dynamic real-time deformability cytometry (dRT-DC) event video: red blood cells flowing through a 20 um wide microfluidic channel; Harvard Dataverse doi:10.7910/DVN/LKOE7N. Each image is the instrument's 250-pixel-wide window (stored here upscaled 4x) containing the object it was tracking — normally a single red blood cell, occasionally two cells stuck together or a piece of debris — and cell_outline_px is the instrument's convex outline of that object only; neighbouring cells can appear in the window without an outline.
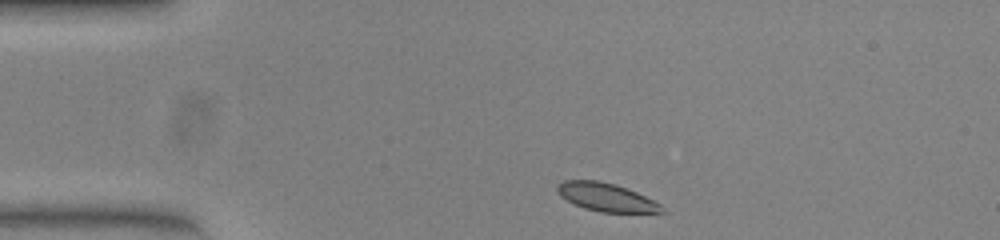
{"species": "common noctule bat (a hibernating species)", "species_latin": "Nyctalus noctula", "temperature_condition": "warm", "stored_images_in_passage": 43, "camera_frame_rate_fps": 3000, "um_per_image_px": 0.085, "animal": {"sex": "female", "body_mass_g": 23.0, "forearm_length_mm": 53.4}, "frame": {"image": 1, "passage_image": 1, "time_ms": 0.0, "image_size_px": [1000, 240], "cell_outline_px": [[664, 212], [600, 212], [584, 208], [560, 196], [556, 188], [556, 184], [564, 180], [596, 180], [616, 184], [636, 192], [660, 204], [664, 208]], "centroid_in_image_um": [51.49, 16.75], "position_along_channel_um": 33.5, "area_um2": 16.99}}
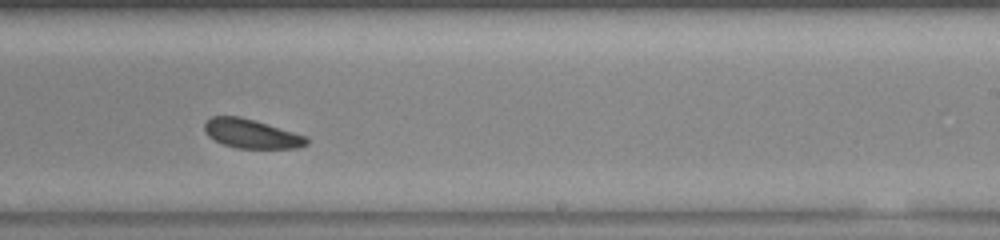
{"frame": {"image": 2, "passage_image": 23, "time_ms": 7.333, "image_size_px": [1000, 240], "cell_outline_px": [[308, 144], [296, 148], [236, 148], [224, 144], [208, 136], [204, 128], [204, 124], [212, 116], [240, 116], [292, 132], [304, 136], [308, 140]], "centroid_in_image_um": [21.33, 11.37], "position_along_channel_um": 267.7, "area_um2": 16.88}}
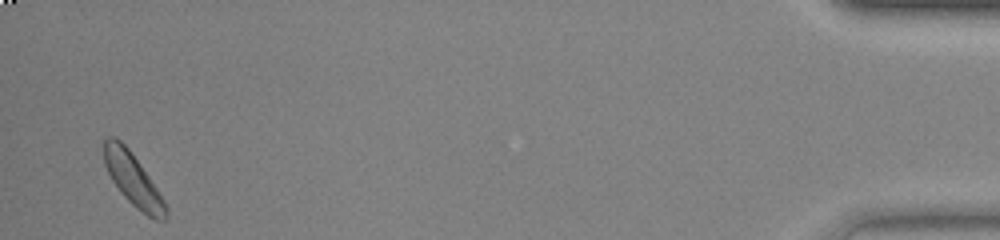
{"frame": {"image": 3, "passage_image": 42, "time_ms": 13.667, "image_size_px": [1000, 240], "cell_outline_px": [[168, 220], [156, 220], [148, 216], [136, 208], [124, 196], [112, 180], [104, 164], [104, 140], [108, 136], [116, 136], [128, 148], [148, 176], [164, 200], [168, 208]], "centroid_in_image_um": [11.31, 15.28], "position_along_channel_um": 423.9, "area_um2": 18.61}, "authors_computed_cell_mechanics": {"area_um2": 18.207, "velocity_mm_per_s": 3.8385, "shape_relaxation_time_tau1_ms": 1.186, "shape_relaxation_time_tau2_ms": 3.22, "deformation_change_tau1": 0.0701, "deformation_change_tau2": 0.0842}}